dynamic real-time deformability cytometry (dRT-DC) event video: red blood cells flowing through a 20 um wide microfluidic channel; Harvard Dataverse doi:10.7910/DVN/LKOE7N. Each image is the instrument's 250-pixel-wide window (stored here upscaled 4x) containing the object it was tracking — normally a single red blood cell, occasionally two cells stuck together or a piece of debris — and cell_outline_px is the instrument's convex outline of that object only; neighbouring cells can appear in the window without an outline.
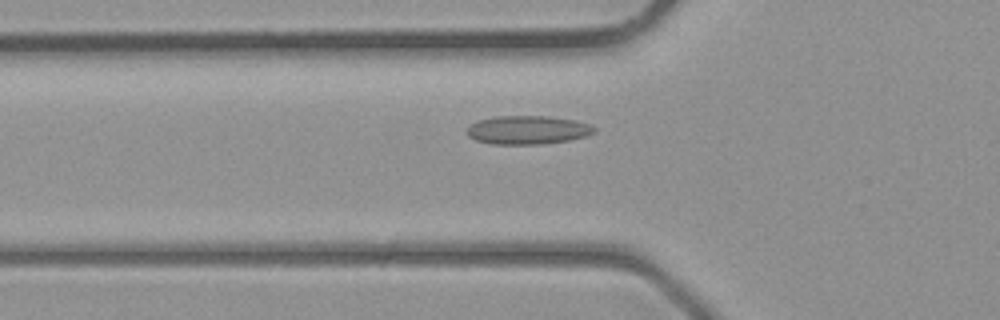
{"species": "common noctule bat (a hibernating species)", "species_latin": "Nyctalus noctula", "temperature_condition": "room temperature", "stored_images_in_passage": 35, "camera_frame_rate_fps": 3000, "um_per_image_px": 0.085, "animal": {"sex": "male", "body_mass_g": 23.1, "forearm_length_mm": 52.7}, "frame": {"image": 1, "passage_image": 9, "time_ms": 2.667, "image_size_px": [1000, 320], "cell_outline_px": [[596, 132], [584, 136], [568, 140], [540, 144], [492, 144], [476, 140], [468, 136], [464, 132], [476, 120], [496, 116], [548, 116], [576, 120], [588, 124], [596, 128]], "centroid_in_image_um": [44.82, 11.04], "position_along_channel_um": 81.0, "area_um2": 21.21}}
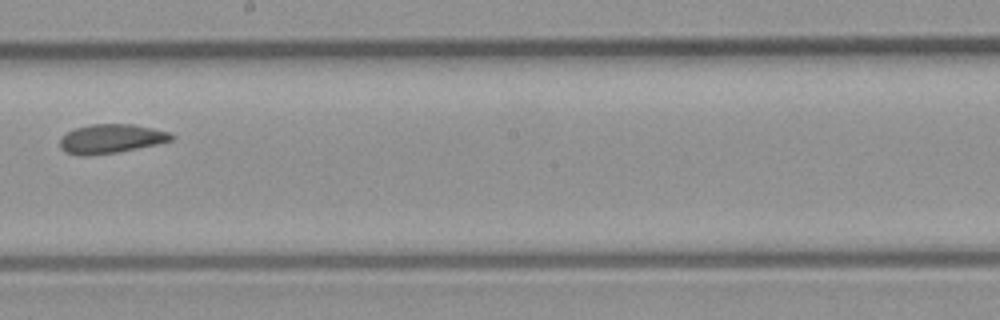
{"frame": {"image": 2, "passage_image": 18, "time_ms": 5.667, "image_size_px": [1000, 320], "cell_outline_px": [[176, 136], [172, 140], [156, 144], [116, 152], [92, 156], [80, 156], [64, 152], [60, 148], [60, 136], [76, 128], [92, 124], [132, 124], [152, 128], [168, 132]], "centroid_in_image_um": [9.39, 11.8], "position_along_channel_um": 238.8, "area_um2": 18.9}}
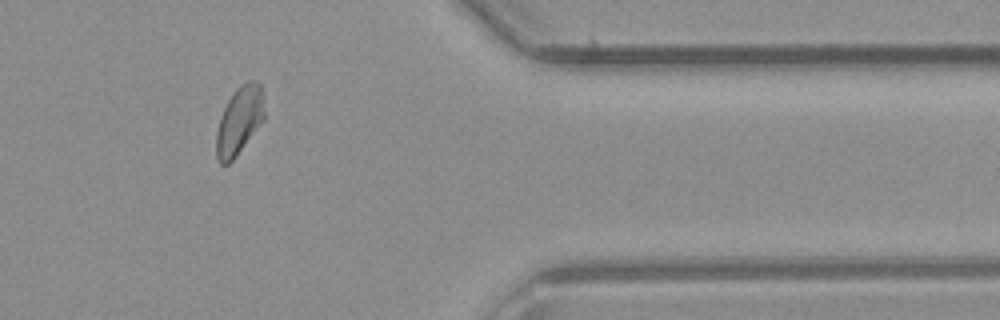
{"frame": {"image": 3, "passage_image": 28, "time_ms": 9.0, "image_size_px": [1000, 320], "cell_outline_px": [[264, 120], [232, 160], [228, 164], [220, 164], [216, 156], [216, 132], [220, 116], [228, 100], [236, 88], [240, 84], [248, 80], [256, 80], [260, 84], [264, 112]], "centroid_in_image_um": [20.32, 10.23], "position_along_channel_um": 391.1, "area_um2": 18.84}}